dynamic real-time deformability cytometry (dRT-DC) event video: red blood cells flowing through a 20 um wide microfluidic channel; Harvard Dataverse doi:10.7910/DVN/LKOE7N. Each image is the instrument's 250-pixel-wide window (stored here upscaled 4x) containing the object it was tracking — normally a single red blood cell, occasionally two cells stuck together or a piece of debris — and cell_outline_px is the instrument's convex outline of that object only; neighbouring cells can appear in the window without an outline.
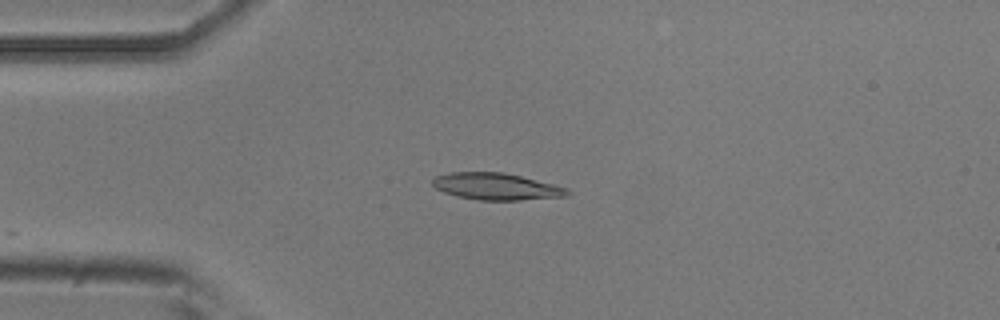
{"species": "common noctule bat (a hibernating species)", "species_latin": "Nyctalus noctula", "temperature_condition": "room temperature", "stored_images_in_passage": 8, "camera_frame_rate_fps": 3000, "um_per_image_px": 0.085, "animal": {"sex": "male", "body_mass_g": 20.5, "forearm_length_mm": 52.5}, "frame": {"image": 1, "passage_image": 2, "time_ms": 0.333, "image_size_px": [1000, 320], "cell_outline_px": [[572, 192], [568, 196], [520, 200], [480, 200], [456, 196], [444, 192], [436, 188], [432, 184], [432, 180], [436, 176], [448, 172], [504, 172], [568, 188]], "centroid_in_image_um": [42.18, 15.85], "position_along_channel_um": 42.8, "area_um2": 21.04}}
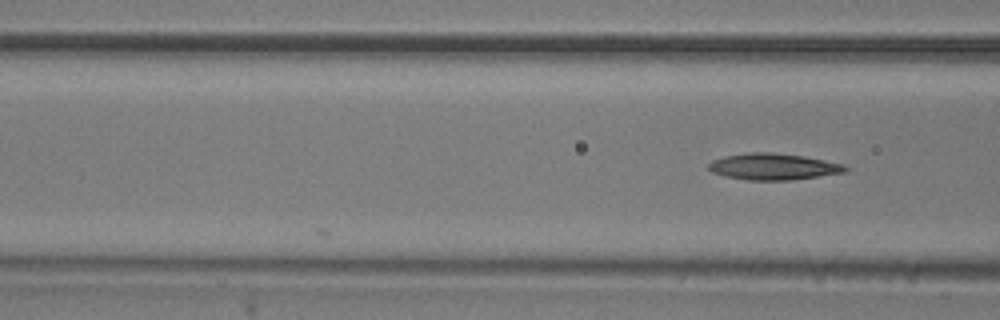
{"frame": {"image": 2, "passage_image": 8, "time_ms": 2.333, "image_size_px": [1000, 320], "cell_outline_px": [[848, 172], [792, 180], [748, 180], [724, 176], [712, 172], [708, 168], [708, 164], [712, 160], [724, 156], [752, 152], [772, 152], [804, 156], [844, 164], [848, 168]], "centroid_in_image_um": [65.75, 14.16], "position_along_channel_um": 100.9, "area_um2": 21.15}}